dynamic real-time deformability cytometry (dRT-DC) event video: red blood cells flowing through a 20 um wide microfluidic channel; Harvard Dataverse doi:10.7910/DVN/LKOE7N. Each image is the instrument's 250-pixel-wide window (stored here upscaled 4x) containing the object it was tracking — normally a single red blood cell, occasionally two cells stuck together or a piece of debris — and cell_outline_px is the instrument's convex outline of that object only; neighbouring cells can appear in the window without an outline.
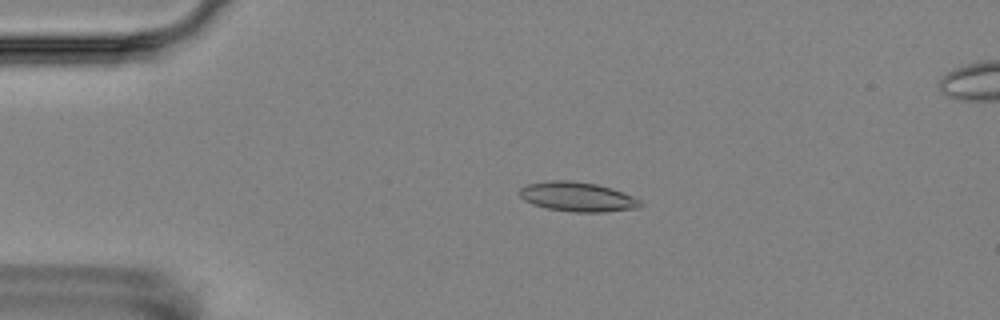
{"species": "Egyptian fruit bat (a non-hibernating species)", "species_latin": "Rousettus aegyptiacus", "temperature_condition": "room temperature", "stored_images_in_passage": 4, "camera_frame_rate_fps": 3000, "um_per_image_px": 0.085, "animal": {"sex": "female"}, "frame": {"image": 1, "passage_image": 2, "time_ms": 1.0, "image_size_px": [1000, 320], "cell_outline_px": [[644, 204], [640, 208], [604, 212], [572, 212], [548, 208], [532, 204], [524, 200], [520, 196], [520, 188], [528, 184], [552, 180], [568, 180], [596, 184], [612, 188], [632, 196], [640, 200]], "centroid_in_image_um": [49.11, 16.73], "position_along_channel_um": 35.9, "area_um2": 20.75}}